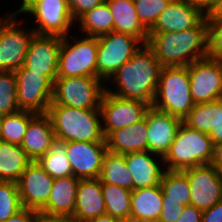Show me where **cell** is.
<instances>
[{"label":"cell","instance_id":"1","mask_svg":"<svg viewBox=\"0 0 222 222\" xmlns=\"http://www.w3.org/2000/svg\"><path fill=\"white\" fill-rule=\"evenodd\" d=\"M162 68L153 50L143 44L107 81L106 92L122 99L141 100L152 106Z\"/></svg>","mask_w":222,"mask_h":222},{"label":"cell","instance_id":"2","mask_svg":"<svg viewBox=\"0 0 222 222\" xmlns=\"http://www.w3.org/2000/svg\"><path fill=\"white\" fill-rule=\"evenodd\" d=\"M147 45L163 67L188 66L208 57V23L204 17L182 32L148 33Z\"/></svg>","mask_w":222,"mask_h":222},{"label":"cell","instance_id":"3","mask_svg":"<svg viewBox=\"0 0 222 222\" xmlns=\"http://www.w3.org/2000/svg\"><path fill=\"white\" fill-rule=\"evenodd\" d=\"M46 114L58 140L106 142L100 109H77L51 103Z\"/></svg>","mask_w":222,"mask_h":222},{"label":"cell","instance_id":"4","mask_svg":"<svg viewBox=\"0 0 222 222\" xmlns=\"http://www.w3.org/2000/svg\"><path fill=\"white\" fill-rule=\"evenodd\" d=\"M213 150L214 144L208 134L191 129L182 122L174 141L163 157L165 170L183 171L210 164Z\"/></svg>","mask_w":222,"mask_h":222},{"label":"cell","instance_id":"5","mask_svg":"<svg viewBox=\"0 0 222 222\" xmlns=\"http://www.w3.org/2000/svg\"><path fill=\"white\" fill-rule=\"evenodd\" d=\"M194 105L188 66L163 67L152 107L183 120Z\"/></svg>","mask_w":222,"mask_h":222},{"label":"cell","instance_id":"6","mask_svg":"<svg viewBox=\"0 0 222 222\" xmlns=\"http://www.w3.org/2000/svg\"><path fill=\"white\" fill-rule=\"evenodd\" d=\"M78 34L61 39L57 77H97V37Z\"/></svg>","mask_w":222,"mask_h":222},{"label":"cell","instance_id":"7","mask_svg":"<svg viewBox=\"0 0 222 222\" xmlns=\"http://www.w3.org/2000/svg\"><path fill=\"white\" fill-rule=\"evenodd\" d=\"M19 19L18 15L9 12L0 17V71L15 72L24 66L29 46L36 34L32 28H27L23 17ZM24 23L26 26H23Z\"/></svg>","mask_w":222,"mask_h":222},{"label":"cell","instance_id":"8","mask_svg":"<svg viewBox=\"0 0 222 222\" xmlns=\"http://www.w3.org/2000/svg\"><path fill=\"white\" fill-rule=\"evenodd\" d=\"M106 83L98 77H57L52 102L77 109H100Z\"/></svg>","mask_w":222,"mask_h":222},{"label":"cell","instance_id":"9","mask_svg":"<svg viewBox=\"0 0 222 222\" xmlns=\"http://www.w3.org/2000/svg\"><path fill=\"white\" fill-rule=\"evenodd\" d=\"M97 40V77L105 83L143 45L131 35L114 31L97 37Z\"/></svg>","mask_w":222,"mask_h":222},{"label":"cell","instance_id":"10","mask_svg":"<svg viewBox=\"0 0 222 222\" xmlns=\"http://www.w3.org/2000/svg\"><path fill=\"white\" fill-rule=\"evenodd\" d=\"M23 14L34 19L31 27L36 34L65 37L76 28L67 0H37Z\"/></svg>","mask_w":222,"mask_h":222},{"label":"cell","instance_id":"11","mask_svg":"<svg viewBox=\"0 0 222 222\" xmlns=\"http://www.w3.org/2000/svg\"><path fill=\"white\" fill-rule=\"evenodd\" d=\"M17 78V106L19 110L47 113L52 102L53 85L57 76H43L24 66L15 71Z\"/></svg>","mask_w":222,"mask_h":222},{"label":"cell","instance_id":"12","mask_svg":"<svg viewBox=\"0 0 222 222\" xmlns=\"http://www.w3.org/2000/svg\"><path fill=\"white\" fill-rule=\"evenodd\" d=\"M191 97L195 104L222 99V59L206 57L188 65Z\"/></svg>","mask_w":222,"mask_h":222},{"label":"cell","instance_id":"13","mask_svg":"<svg viewBox=\"0 0 222 222\" xmlns=\"http://www.w3.org/2000/svg\"><path fill=\"white\" fill-rule=\"evenodd\" d=\"M150 107L144 101L122 99L105 91L99 107L104 138L112 131L142 120Z\"/></svg>","mask_w":222,"mask_h":222},{"label":"cell","instance_id":"14","mask_svg":"<svg viewBox=\"0 0 222 222\" xmlns=\"http://www.w3.org/2000/svg\"><path fill=\"white\" fill-rule=\"evenodd\" d=\"M190 185V204L204 211L222 201V179L213 164L183 170Z\"/></svg>","mask_w":222,"mask_h":222},{"label":"cell","instance_id":"15","mask_svg":"<svg viewBox=\"0 0 222 222\" xmlns=\"http://www.w3.org/2000/svg\"><path fill=\"white\" fill-rule=\"evenodd\" d=\"M66 154L70 162L73 176L78 179L99 178L102 160L107 152L106 142H65Z\"/></svg>","mask_w":222,"mask_h":222},{"label":"cell","instance_id":"16","mask_svg":"<svg viewBox=\"0 0 222 222\" xmlns=\"http://www.w3.org/2000/svg\"><path fill=\"white\" fill-rule=\"evenodd\" d=\"M53 182L40 164L32 161L17 182L22 207L41 211L49 199Z\"/></svg>","mask_w":222,"mask_h":222},{"label":"cell","instance_id":"17","mask_svg":"<svg viewBox=\"0 0 222 222\" xmlns=\"http://www.w3.org/2000/svg\"><path fill=\"white\" fill-rule=\"evenodd\" d=\"M62 37L35 34L25 58L24 67L43 76H57Z\"/></svg>","mask_w":222,"mask_h":222},{"label":"cell","instance_id":"18","mask_svg":"<svg viewBox=\"0 0 222 222\" xmlns=\"http://www.w3.org/2000/svg\"><path fill=\"white\" fill-rule=\"evenodd\" d=\"M183 120L179 117L156 110H147L148 151L164 157L175 139Z\"/></svg>","mask_w":222,"mask_h":222},{"label":"cell","instance_id":"19","mask_svg":"<svg viewBox=\"0 0 222 222\" xmlns=\"http://www.w3.org/2000/svg\"><path fill=\"white\" fill-rule=\"evenodd\" d=\"M205 15L185 0H173L158 16L148 33L182 32L194 28Z\"/></svg>","mask_w":222,"mask_h":222},{"label":"cell","instance_id":"20","mask_svg":"<svg viewBox=\"0 0 222 222\" xmlns=\"http://www.w3.org/2000/svg\"><path fill=\"white\" fill-rule=\"evenodd\" d=\"M125 163L132 174L134 190L160 184L165 171L163 157L137 151L125 154Z\"/></svg>","mask_w":222,"mask_h":222},{"label":"cell","instance_id":"21","mask_svg":"<svg viewBox=\"0 0 222 222\" xmlns=\"http://www.w3.org/2000/svg\"><path fill=\"white\" fill-rule=\"evenodd\" d=\"M103 214L106 207L100 179H79L72 221L87 222Z\"/></svg>","mask_w":222,"mask_h":222},{"label":"cell","instance_id":"22","mask_svg":"<svg viewBox=\"0 0 222 222\" xmlns=\"http://www.w3.org/2000/svg\"><path fill=\"white\" fill-rule=\"evenodd\" d=\"M56 140L49 116L37 114L28 124L20 146L31 161H38L44 156Z\"/></svg>","mask_w":222,"mask_h":222},{"label":"cell","instance_id":"23","mask_svg":"<svg viewBox=\"0 0 222 222\" xmlns=\"http://www.w3.org/2000/svg\"><path fill=\"white\" fill-rule=\"evenodd\" d=\"M189 128L206 133L213 144L222 141V99L195 104L183 119Z\"/></svg>","mask_w":222,"mask_h":222},{"label":"cell","instance_id":"24","mask_svg":"<svg viewBox=\"0 0 222 222\" xmlns=\"http://www.w3.org/2000/svg\"><path fill=\"white\" fill-rule=\"evenodd\" d=\"M107 151L127 154L148 151L147 111L145 117L127 127L112 131L106 138Z\"/></svg>","mask_w":222,"mask_h":222},{"label":"cell","instance_id":"25","mask_svg":"<svg viewBox=\"0 0 222 222\" xmlns=\"http://www.w3.org/2000/svg\"><path fill=\"white\" fill-rule=\"evenodd\" d=\"M78 183L79 179L73 175L55 178L49 199L41 211L72 218L75 210Z\"/></svg>","mask_w":222,"mask_h":222},{"label":"cell","instance_id":"26","mask_svg":"<svg viewBox=\"0 0 222 222\" xmlns=\"http://www.w3.org/2000/svg\"><path fill=\"white\" fill-rule=\"evenodd\" d=\"M113 16V31L131 35L143 44L148 42V30L138 19L133 1L105 0Z\"/></svg>","mask_w":222,"mask_h":222},{"label":"cell","instance_id":"27","mask_svg":"<svg viewBox=\"0 0 222 222\" xmlns=\"http://www.w3.org/2000/svg\"><path fill=\"white\" fill-rule=\"evenodd\" d=\"M162 202L160 184L132 190L130 215L158 222L162 210Z\"/></svg>","mask_w":222,"mask_h":222},{"label":"cell","instance_id":"28","mask_svg":"<svg viewBox=\"0 0 222 222\" xmlns=\"http://www.w3.org/2000/svg\"><path fill=\"white\" fill-rule=\"evenodd\" d=\"M31 162L20 145L0 140V181L17 183Z\"/></svg>","mask_w":222,"mask_h":222},{"label":"cell","instance_id":"29","mask_svg":"<svg viewBox=\"0 0 222 222\" xmlns=\"http://www.w3.org/2000/svg\"><path fill=\"white\" fill-rule=\"evenodd\" d=\"M113 16L110 7L106 1L92 10L84 13L76 22L75 26L79 28L81 35L99 37L113 32Z\"/></svg>","mask_w":222,"mask_h":222},{"label":"cell","instance_id":"30","mask_svg":"<svg viewBox=\"0 0 222 222\" xmlns=\"http://www.w3.org/2000/svg\"><path fill=\"white\" fill-rule=\"evenodd\" d=\"M101 183H108L134 190L132 174L125 163V154L107 151L102 160V170L99 176Z\"/></svg>","mask_w":222,"mask_h":222},{"label":"cell","instance_id":"31","mask_svg":"<svg viewBox=\"0 0 222 222\" xmlns=\"http://www.w3.org/2000/svg\"><path fill=\"white\" fill-rule=\"evenodd\" d=\"M160 186L163 201L185 206L190 204L189 180L183 171L165 170L160 181Z\"/></svg>","mask_w":222,"mask_h":222},{"label":"cell","instance_id":"32","mask_svg":"<svg viewBox=\"0 0 222 222\" xmlns=\"http://www.w3.org/2000/svg\"><path fill=\"white\" fill-rule=\"evenodd\" d=\"M37 162L53 179L73 175L66 154L65 141L56 139L49 151Z\"/></svg>","mask_w":222,"mask_h":222},{"label":"cell","instance_id":"33","mask_svg":"<svg viewBox=\"0 0 222 222\" xmlns=\"http://www.w3.org/2000/svg\"><path fill=\"white\" fill-rule=\"evenodd\" d=\"M106 214L122 219L131 213V194L125 188L108 183H101Z\"/></svg>","mask_w":222,"mask_h":222},{"label":"cell","instance_id":"34","mask_svg":"<svg viewBox=\"0 0 222 222\" xmlns=\"http://www.w3.org/2000/svg\"><path fill=\"white\" fill-rule=\"evenodd\" d=\"M37 114L30 111L19 110L12 114L3 115L0 140L20 145L29 122Z\"/></svg>","mask_w":222,"mask_h":222},{"label":"cell","instance_id":"35","mask_svg":"<svg viewBox=\"0 0 222 222\" xmlns=\"http://www.w3.org/2000/svg\"><path fill=\"white\" fill-rule=\"evenodd\" d=\"M19 111L17 106V78L13 71H0V114Z\"/></svg>","mask_w":222,"mask_h":222},{"label":"cell","instance_id":"36","mask_svg":"<svg viewBox=\"0 0 222 222\" xmlns=\"http://www.w3.org/2000/svg\"><path fill=\"white\" fill-rule=\"evenodd\" d=\"M22 208L17 183L0 181V222H5Z\"/></svg>","mask_w":222,"mask_h":222},{"label":"cell","instance_id":"37","mask_svg":"<svg viewBox=\"0 0 222 222\" xmlns=\"http://www.w3.org/2000/svg\"><path fill=\"white\" fill-rule=\"evenodd\" d=\"M173 0H134L136 13L141 24L149 30L156 22L161 12Z\"/></svg>","mask_w":222,"mask_h":222},{"label":"cell","instance_id":"38","mask_svg":"<svg viewBox=\"0 0 222 222\" xmlns=\"http://www.w3.org/2000/svg\"><path fill=\"white\" fill-rule=\"evenodd\" d=\"M208 57L222 59V13L207 14Z\"/></svg>","mask_w":222,"mask_h":222},{"label":"cell","instance_id":"39","mask_svg":"<svg viewBox=\"0 0 222 222\" xmlns=\"http://www.w3.org/2000/svg\"><path fill=\"white\" fill-rule=\"evenodd\" d=\"M105 0H67L75 22L86 12L101 5Z\"/></svg>","mask_w":222,"mask_h":222},{"label":"cell","instance_id":"40","mask_svg":"<svg viewBox=\"0 0 222 222\" xmlns=\"http://www.w3.org/2000/svg\"><path fill=\"white\" fill-rule=\"evenodd\" d=\"M184 208L185 205L163 201L158 222H175Z\"/></svg>","mask_w":222,"mask_h":222},{"label":"cell","instance_id":"41","mask_svg":"<svg viewBox=\"0 0 222 222\" xmlns=\"http://www.w3.org/2000/svg\"><path fill=\"white\" fill-rule=\"evenodd\" d=\"M202 213V210L188 204L175 222H202Z\"/></svg>","mask_w":222,"mask_h":222},{"label":"cell","instance_id":"42","mask_svg":"<svg viewBox=\"0 0 222 222\" xmlns=\"http://www.w3.org/2000/svg\"><path fill=\"white\" fill-rule=\"evenodd\" d=\"M191 6L199 9L205 16L218 9L221 0H185Z\"/></svg>","mask_w":222,"mask_h":222},{"label":"cell","instance_id":"43","mask_svg":"<svg viewBox=\"0 0 222 222\" xmlns=\"http://www.w3.org/2000/svg\"><path fill=\"white\" fill-rule=\"evenodd\" d=\"M202 222H222V201L203 211Z\"/></svg>","mask_w":222,"mask_h":222},{"label":"cell","instance_id":"44","mask_svg":"<svg viewBox=\"0 0 222 222\" xmlns=\"http://www.w3.org/2000/svg\"><path fill=\"white\" fill-rule=\"evenodd\" d=\"M5 222H36V210L22 208Z\"/></svg>","mask_w":222,"mask_h":222},{"label":"cell","instance_id":"45","mask_svg":"<svg viewBox=\"0 0 222 222\" xmlns=\"http://www.w3.org/2000/svg\"><path fill=\"white\" fill-rule=\"evenodd\" d=\"M36 222H73L71 218L36 211Z\"/></svg>","mask_w":222,"mask_h":222},{"label":"cell","instance_id":"46","mask_svg":"<svg viewBox=\"0 0 222 222\" xmlns=\"http://www.w3.org/2000/svg\"><path fill=\"white\" fill-rule=\"evenodd\" d=\"M211 164H213L217 169L222 166V141L214 144Z\"/></svg>","mask_w":222,"mask_h":222},{"label":"cell","instance_id":"47","mask_svg":"<svg viewBox=\"0 0 222 222\" xmlns=\"http://www.w3.org/2000/svg\"><path fill=\"white\" fill-rule=\"evenodd\" d=\"M37 0H20V6H17V9H13V11H9L10 14H15L18 15L20 17V15L34 2ZM15 10V11H14Z\"/></svg>","mask_w":222,"mask_h":222},{"label":"cell","instance_id":"48","mask_svg":"<svg viewBox=\"0 0 222 222\" xmlns=\"http://www.w3.org/2000/svg\"><path fill=\"white\" fill-rule=\"evenodd\" d=\"M87 222H120V219L110 216L109 214H103Z\"/></svg>","mask_w":222,"mask_h":222},{"label":"cell","instance_id":"49","mask_svg":"<svg viewBox=\"0 0 222 222\" xmlns=\"http://www.w3.org/2000/svg\"><path fill=\"white\" fill-rule=\"evenodd\" d=\"M120 222H152V221L145 220L140 217H135L133 215H128L127 217L120 219Z\"/></svg>","mask_w":222,"mask_h":222},{"label":"cell","instance_id":"50","mask_svg":"<svg viewBox=\"0 0 222 222\" xmlns=\"http://www.w3.org/2000/svg\"><path fill=\"white\" fill-rule=\"evenodd\" d=\"M212 13H222V0L220 1L218 9L215 12H212Z\"/></svg>","mask_w":222,"mask_h":222},{"label":"cell","instance_id":"51","mask_svg":"<svg viewBox=\"0 0 222 222\" xmlns=\"http://www.w3.org/2000/svg\"><path fill=\"white\" fill-rule=\"evenodd\" d=\"M218 171H219L220 177L222 178V166L218 169Z\"/></svg>","mask_w":222,"mask_h":222},{"label":"cell","instance_id":"52","mask_svg":"<svg viewBox=\"0 0 222 222\" xmlns=\"http://www.w3.org/2000/svg\"><path fill=\"white\" fill-rule=\"evenodd\" d=\"M2 117L3 115L0 114V132H1Z\"/></svg>","mask_w":222,"mask_h":222}]
</instances>
